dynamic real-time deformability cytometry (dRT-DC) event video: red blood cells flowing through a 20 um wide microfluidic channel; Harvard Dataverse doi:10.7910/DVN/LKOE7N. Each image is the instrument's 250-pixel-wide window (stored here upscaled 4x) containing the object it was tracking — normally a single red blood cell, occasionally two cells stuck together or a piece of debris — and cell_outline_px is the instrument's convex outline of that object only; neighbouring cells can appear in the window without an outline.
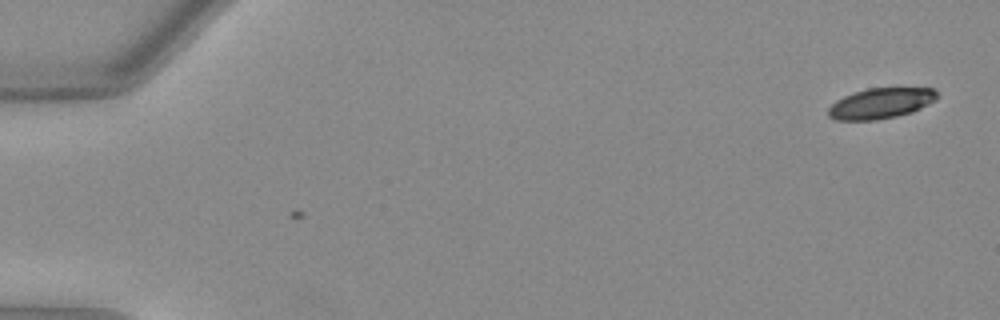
{"species": "Egyptian fruit bat (a non-hibernating species)", "species_latin": "Rousettus aegyptiacus", "temperature_condition": "warm", "stored_images_in_passage": 7, "camera_frame_rate_fps": 3000, "um_per_image_px": 0.085, "animal": {"sex": "female"}, "frame": {"image": 1, "passage_image": 7, "time_ms": 2.0, "image_size_px": [1000, 320], "cell_outline_px": [[940, 96], [936, 100], [912, 112], [896, 116], [876, 120], [836, 120], [828, 116], [828, 108], [836, 100], [852, 92], [868, 88], [936, 88]], "centroid_in_image_um": [74.88, 8.77], "position_along_channel_um": 10.1, "area_um2": 19.54}}